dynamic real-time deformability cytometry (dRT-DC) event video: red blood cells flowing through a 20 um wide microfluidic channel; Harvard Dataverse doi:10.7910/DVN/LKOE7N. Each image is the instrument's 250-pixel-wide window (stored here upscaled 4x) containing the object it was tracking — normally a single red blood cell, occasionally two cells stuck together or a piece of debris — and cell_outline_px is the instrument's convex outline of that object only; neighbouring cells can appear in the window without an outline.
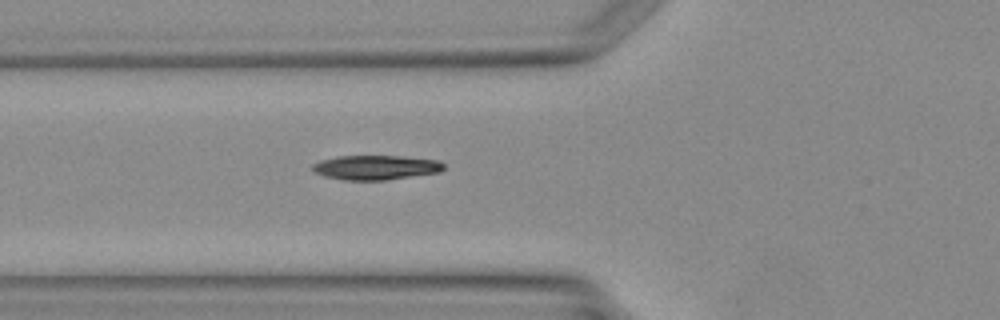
{"species": "Egyptian fruit bat (a non-hibernating species)", "species_latin": "Rousettus aegyptiacus", "temperature_condition": "warm", "stored_images_in_passage": 2, "camera_frame_rate_fps": 3000, "um_per_image_px": 0.085, "animal": {"sex": "female"}, "frame": {"image": 1, "passage_image": 2, "time_ms": 1.333, "image_size_px": [1000, 320], "cell_outline_px": [[444, 168], [440, 172], [388, 180], [344, 180], [324, 176], [316, 172], [312, 168], [312, 164], [320, 160], [336, 156], [400, 156], [436, 160], [444, 164]], "centroid_in_image_um": [31.93, 14.23], "position_along_channel_um": 93.9, "area_um2": 18.73}}